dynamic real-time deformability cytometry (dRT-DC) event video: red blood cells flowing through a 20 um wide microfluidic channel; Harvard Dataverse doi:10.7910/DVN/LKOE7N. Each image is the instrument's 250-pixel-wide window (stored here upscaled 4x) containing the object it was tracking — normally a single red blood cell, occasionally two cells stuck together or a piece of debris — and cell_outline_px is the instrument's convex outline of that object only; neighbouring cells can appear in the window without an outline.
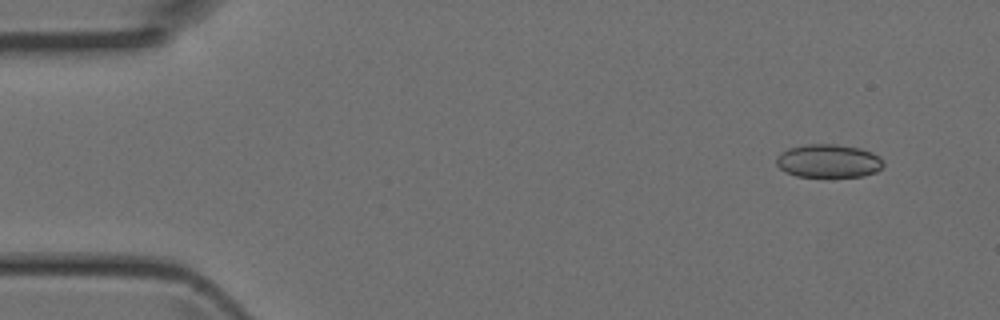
{"species": "Egyptian fruit bat (a non-hibernating species)", "species_latin": "Rousettus aegyptiacus", "temperature_condition": "room temperature", "stored_images_in_passage": 4, "camera_frame_rate_fps": 3000, "um_per_image_px": 0.085, "animal": {"sex": "female"}, "frame": {"image": 1, "passage_image": 1, "time_ms": 0.0, "image_size_px": [1000, 320], "cell_outline_px": [[884, 164], [876, 172], [864, 176], [796, 176], [784, 172], [776, 164], [776, 156], [780, 152], [788, 148], [804, 144], [836, 144], [860, 148], [872, 152], [880, 156]], "centroid_in_image_um": [70.4, 13.67], "position_along_channel_um": 14.6, "area_um2": 20.92}}
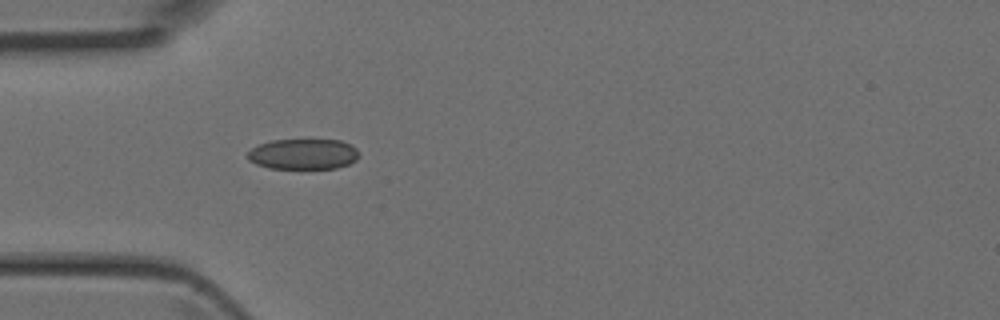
{"frame": {"image": 2, "passage_image": 4, "time_ms": 1.0, "image_size_px": [1000, 320], "cell_outline_px": [[360, 156], [356, 160], [348, 164], [336, 168], [268, 168], [256, 164], [248, 160], [248, 152], [252, 148], [260, 144], [272, 140], [340, 140], [352, 144], [360, 152]], "centroid_in_image_um": [25.81, 13.09], "position_along_channel_um": 59.2, "area_um2": 19.88}}